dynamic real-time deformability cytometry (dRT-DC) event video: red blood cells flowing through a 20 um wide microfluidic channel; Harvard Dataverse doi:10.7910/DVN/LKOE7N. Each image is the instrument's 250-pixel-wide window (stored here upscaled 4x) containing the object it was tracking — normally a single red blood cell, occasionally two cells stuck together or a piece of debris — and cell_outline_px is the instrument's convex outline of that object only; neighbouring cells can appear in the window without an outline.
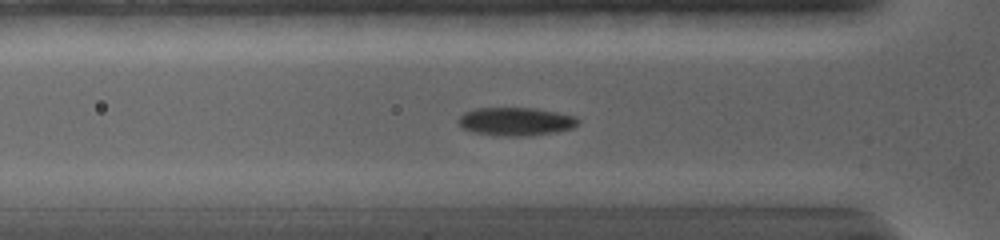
{"species": "common noctule bat (a hibernating species)", "species_latin": "Nyctalus noctula", "temperature_condition": "warm", "stored_images_in_passage": 16, "segment_of_instrument_passage": [1, 2], "camera_frame_rate_fps": 5000, "um_per_image_px": 0.085, "animal": {"sex": "female", "body_mass_g": 19.0, "forearm_length_mm": 56.7}, "frame": {"image": 1, "passage_image": 7, "time_ms": 3.4, "image_size_px": [1000, 240], "cell_outline_px": [[580, 124], [572, 128], [552, 132], [528, 136], [496, 136], [472, 132], [456, 124], [456, 120], [464, 112], [476, 108], [536, 108], [576, 116], [580, 120]], "centroid_in_image_um": [43.81, 10.33], "position_along_channel_um": 82.0, "area_um2": 19.94}}
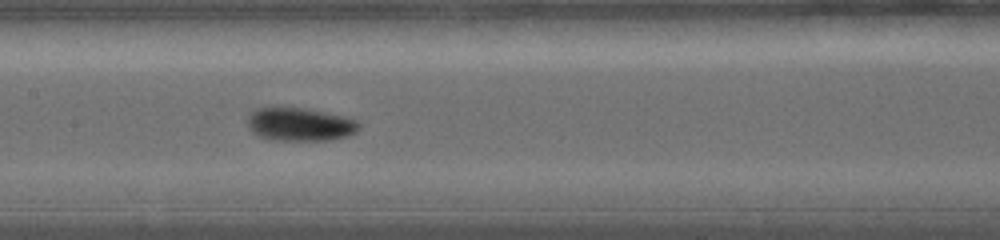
{"frame": {"image": 2, "passage_image": 12, "time_ms": 6.0, "image_size_px": [1000, 240], "cell_outline_px": [[360, 128], [356, 132], [348, 136], [332, 140], [272, 140], [256, 136], [248, 128], [248, 112], [260, 108], [300, 108], [324, 112], [344, 116], [356, 120], [360, 124]], "centroid_in_image_um": [25.48, 10.59], "position_along_channel_um": 181.9, "area_um2": 21.68}}
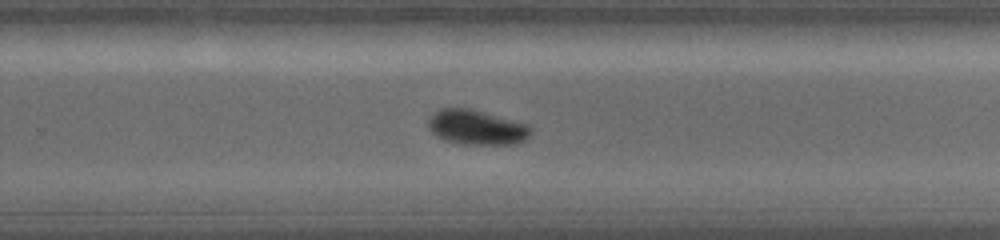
{"frame": {"image": 3, "passage_image": 15, "time_ms": 8.8, "image_size_px": [1000, 240], "cell_outline_px": [[532, 132], [524, 140], [516, 144], [460, 144], [444, 140], [436, 136], [428, 128], [428, 120], [436, 112], [444, 108], [468, 108], [528, 124], [532, 128]], "centroid_in_image_um": [40.52, 10.84], "position_along_channel_um": 289.3, "area_um2": 20.63}}